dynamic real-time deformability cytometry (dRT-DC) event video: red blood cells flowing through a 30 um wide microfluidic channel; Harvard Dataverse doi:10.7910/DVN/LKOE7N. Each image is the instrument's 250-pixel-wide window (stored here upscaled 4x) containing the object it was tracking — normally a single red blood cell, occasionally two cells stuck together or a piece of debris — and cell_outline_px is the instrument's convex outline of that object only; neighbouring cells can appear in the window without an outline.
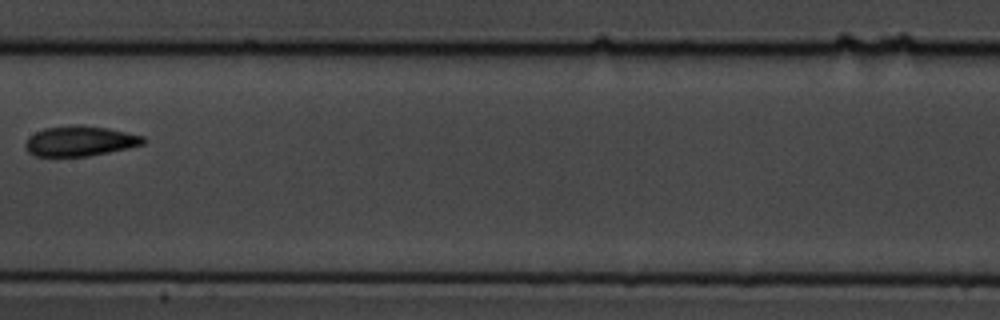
{"species": "common noctule bat (a hibernating species)", "species_latin": "Nyctalus noctula", "temperature_condition": "cold", "stored_images_in_passage": 9, "camera_frame_rate_fps": 3000, "um_per_image_px": 0.085, "animal": {"sex": "male", "body_mass_g": 19.5, "forearm_length_mm": 54.6}, "frame": {"image": 1, "passage_image": 8, "time_ms": 10.0, "image_size_px": [1000, 320], "cell_outline_px": [[148, 140], [144, 144], [128, 148], [88, 156], [36, 156], [28, 152], [24, 148], [24, 144], [28, 136], [44, 128], [76, 124], [108, 128], [144, 136]], "centroid_in_image_um": [6.79, 11.98], "position_along_channel_um": 200.6, "area_um2": 20.87}}
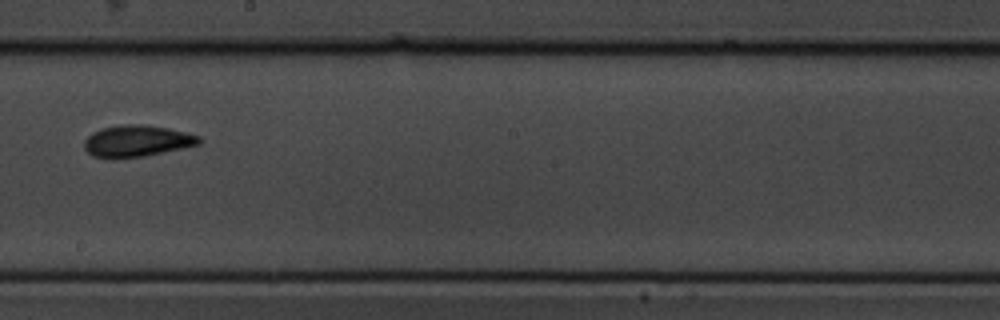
{"frame": {"image": 2, "passage_image": 9, "time_ms": 11.0, "image_size_px": [1000, 320], "cell_outline_px": [[204, 140], [200, 144], [184, 148], [144, 156], [92, 156], [84, 148], [84, 140], [88, 136], [104, 128], [120, 124], [144, 124], [168, 128], [200, 136]], "centroid_in_image_um": [11.71, 11.95], "position_along_channel_um": 236.5, "area_um2": 20.63}}